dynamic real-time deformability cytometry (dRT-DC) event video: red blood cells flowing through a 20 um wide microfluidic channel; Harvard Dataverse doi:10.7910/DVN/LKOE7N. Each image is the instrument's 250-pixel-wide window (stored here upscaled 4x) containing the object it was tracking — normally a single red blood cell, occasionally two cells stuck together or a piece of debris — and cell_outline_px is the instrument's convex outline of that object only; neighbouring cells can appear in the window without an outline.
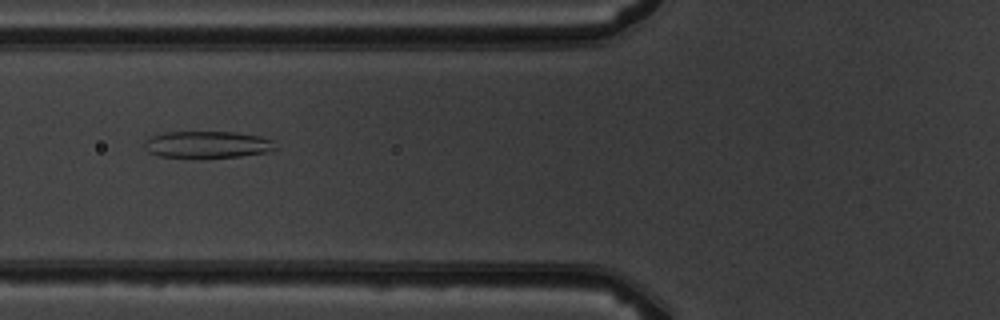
{"species": "common noctule bat (a hibernating species)", "species_latin": "Nyctalus noctula", "temperature_condition": "warm", "stored_images_in_passage": 5, "camera_frame_rate_fps": 3000, "um_per_image_px": 0.085, "animal": {"sex": "male", "body_mass_g": 19.5, "forearm_length_mm": 54.6}, "frame": {"image": 1, "passage_image": 2, "time_ms": 1.333, "image_size_px": [1000, 320], "cell_outline_px": [[276, 148], [268, 152], [240, 156], [200, 160], [160, 156], [148, 152], [144, 148], [144, 140], [152, 136], [164, 132], [236, 132], [260, 136], [272, 140]], "centroid_in_image_um": [17.58, 12.32], "position_along_channel_um": 108.2, "area_um2": 21.21}}
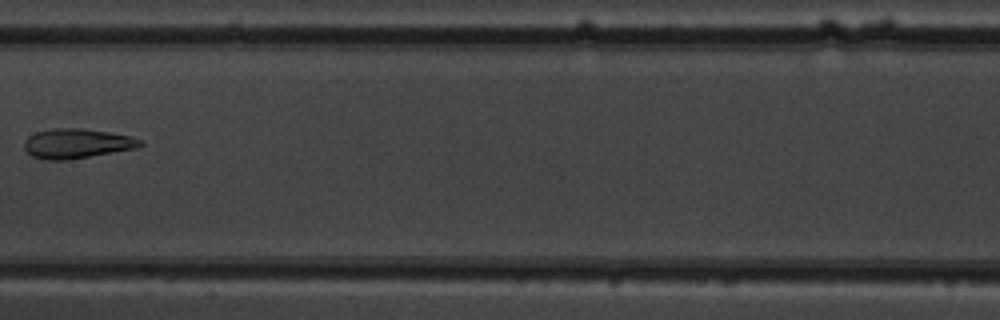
{"frame": {"image": 2, "passage_image": 4, "time_ms": 3.667, "image_size_px": [1000, 320], "cell_outline_px": [[144, 144], [136, 148], [68, 160], [48, 160], [32, 156], [24, 148], [24, 140], [28, 136], [36, 132], [52, 128], [84, 128], [112, 132], [132, 136], [140, 140]], "centroid_in_image_um": [6.53, 12.18], "position_along_channel_um": 200.9, "area_um2": 20.17}}
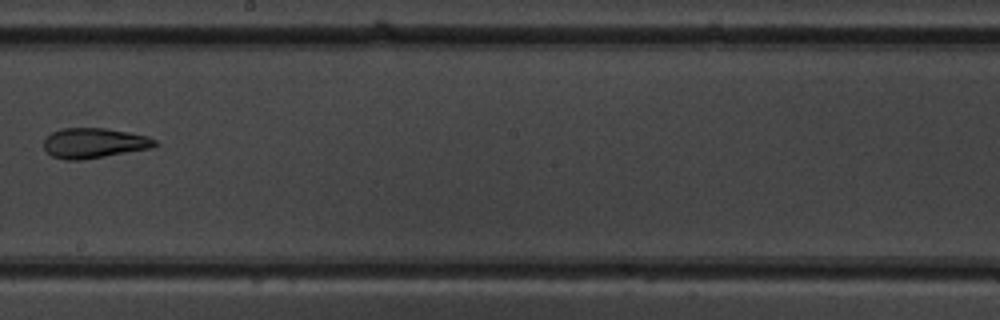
{"frame": {"image": 3, "passage_image": 5, "time_ms": 4.667, "image_size_px": [1000, 320], "cell_outline_px": [[160, 144], [152, 148], [80, 160], [68, 160], [52, 156], [44, 152], [44, 140], [52, 132], [64, 128], [104, 128], [128, 132], [148, 136], [156, 140]], "centroid_in_image_um": [8.0, 12.16], "position_along_channel_um": 240.2, "area_um2": 19.48}}